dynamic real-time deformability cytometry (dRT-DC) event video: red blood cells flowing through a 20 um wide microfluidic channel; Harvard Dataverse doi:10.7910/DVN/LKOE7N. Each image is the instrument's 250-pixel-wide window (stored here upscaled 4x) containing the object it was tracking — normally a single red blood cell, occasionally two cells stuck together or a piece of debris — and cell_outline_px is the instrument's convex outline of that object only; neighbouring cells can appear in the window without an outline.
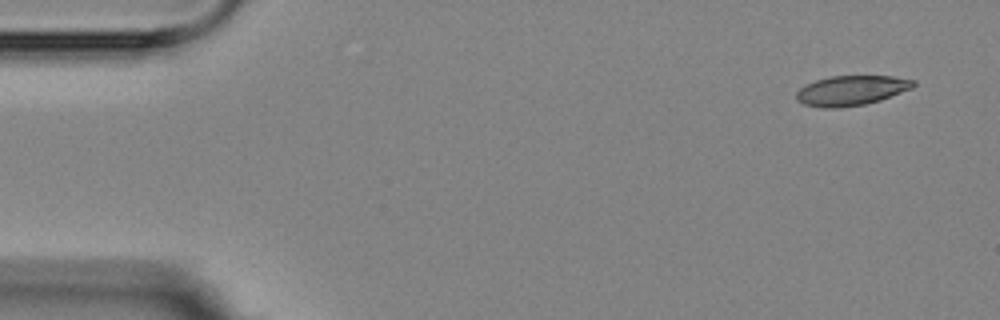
{"species": "Egyptian fruit bat (a non-hibernating species)", "species_latin": "Rousettus aegyptiacus", "temperature_condition": "room temperature", "stored_images_in_passage": 5, "camera_frame_rate_fps": 3000, "um_per_image_px": 0.085, "animal": {"sex": "female"}, "frame": {"image": 1, "passage_image": 1, "time_ms": 0.0, "image_size_px": [1000, 320], "cell_outline_px": [[916, 84], [912, 88], [880, 100], [864, 104], [836, 108], [824, 108], [804, 104], [796, 100], [796, 92], [800, 88], [816, 80], [832, 76], [892, 76], [916, 80]], "centroid_in_image_um": [72.37, 7.69], "position_along_channel_um": 12.6, "area_um2": 20.23}}